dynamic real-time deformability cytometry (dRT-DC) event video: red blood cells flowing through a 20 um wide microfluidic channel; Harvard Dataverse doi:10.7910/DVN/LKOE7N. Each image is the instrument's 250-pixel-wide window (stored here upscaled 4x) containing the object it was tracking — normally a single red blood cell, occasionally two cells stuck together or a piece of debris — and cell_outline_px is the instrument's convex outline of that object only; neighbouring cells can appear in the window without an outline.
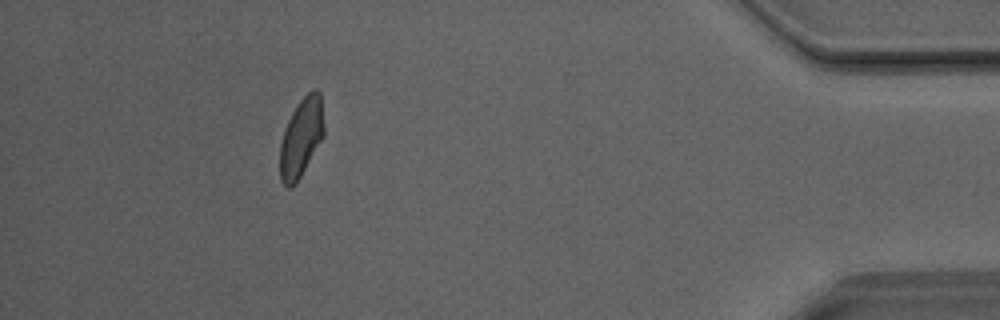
{"species": "Egyptian fruit bat (a non-hibernating species)", "species_latin": "Rousettus aegyptiacus", "temperature_condition": "room temperature", "stored_images_in_passage": 35, "camera_frame_rate_fps": 3000, "um_per_image_px": 0.085, "animal": {"sex": "male"}, "frame": {"image": 1, "passage_image": 35, "time_ms": 11.333, "image_size_px": [1000, 320], "cell_outline_px": [[324, 136], [296, 184], [292, 188], [288, 188], [280, 180], [280, 144], [284, 128], [292, 112], [300, 100], [312, 88], [316, 88], [320, 92], [324, 128]], "centroid_in_image_um": [25.6, 11.7], "position_along_channel_um": 409.6, "area_um2": 20.35}}